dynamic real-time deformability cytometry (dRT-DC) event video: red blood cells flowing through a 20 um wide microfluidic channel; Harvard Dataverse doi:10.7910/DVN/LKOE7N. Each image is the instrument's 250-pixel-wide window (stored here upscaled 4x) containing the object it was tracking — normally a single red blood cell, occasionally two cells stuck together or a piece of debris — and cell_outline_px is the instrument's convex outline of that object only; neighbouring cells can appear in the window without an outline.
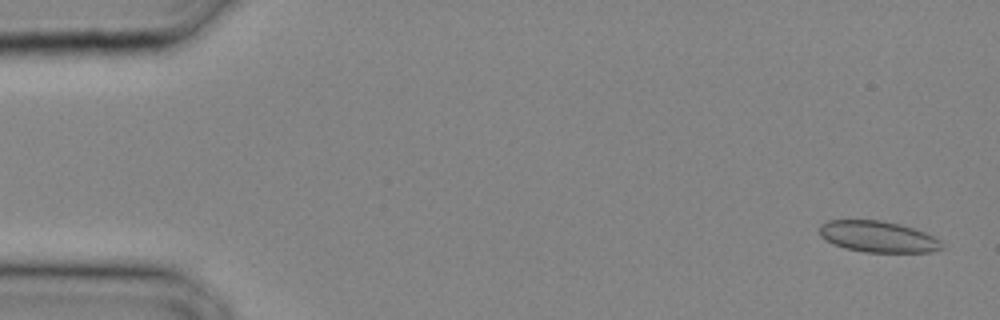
{"species": "common noctule bat (a hibernating species)", "species_latin": "Nyctalus noctula", "temperature_condition": "cold", "stored_images_in_passage": 29, "camera_frame_rate_fps": 3000, "um_per_image_px": 0.085, "animal": {"sex": "male", "body_mass_g": 20.4}, "frame": {"image": 1, "passage_image": 1, "time_ms": 0.0, "image_size_px": [1000, 320], "cell_outline_px": [[944, 248], [932, 252], [864, 252], [844, 248], [820, 236], [820, 224], [828, 220], [880, 220], [900, 224], [924, 232], [940, 240]], "centroid_in_image_um": [74.64, 20.12], "position_along_channel_um": 10.4, "area_um2": 22.14}}